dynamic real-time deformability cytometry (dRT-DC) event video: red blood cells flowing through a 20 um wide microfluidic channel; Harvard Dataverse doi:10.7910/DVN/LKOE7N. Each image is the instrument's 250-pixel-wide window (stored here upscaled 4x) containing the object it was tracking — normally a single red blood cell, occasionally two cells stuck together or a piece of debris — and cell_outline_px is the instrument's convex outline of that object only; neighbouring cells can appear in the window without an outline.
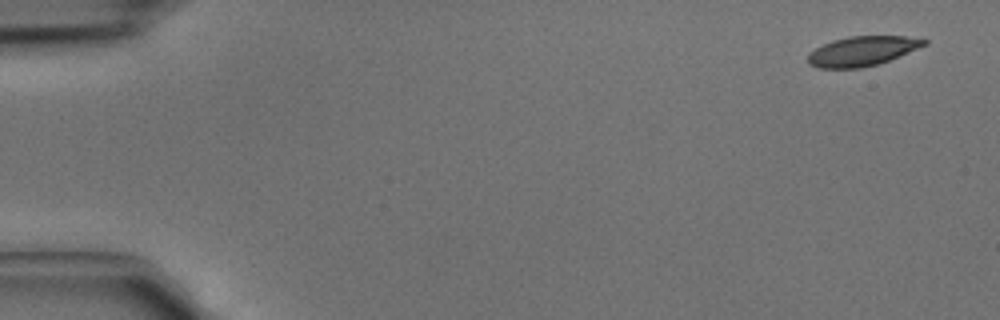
{"species": "common noctule bat (a hibernating species)", "species_latin": "Nyctalus noctula", "temperature_condition": "cold", "stored_images_in_passage": 4, "camera_frame_rate_fps": 3000, "um_per_image_px": 0.085, "animal": {"sex": "male", "body_mass_g": 15.6}, "frame": {"image": 1, "passage_image": 1, "time_ms": 0.0, "image_size_px": [1000, 320], "cell_outline_px": [[928, 44], [880, 64], [860, 68], [820, 68], [808, 64], [808, 56], [816, 48], [832, 40], [848, 36], [924, 36], [928, 40]], "centroid_in_image_um": [73.38, 4.33], "position_along_channel_um": 11.6, "area_um2": 20.29}}
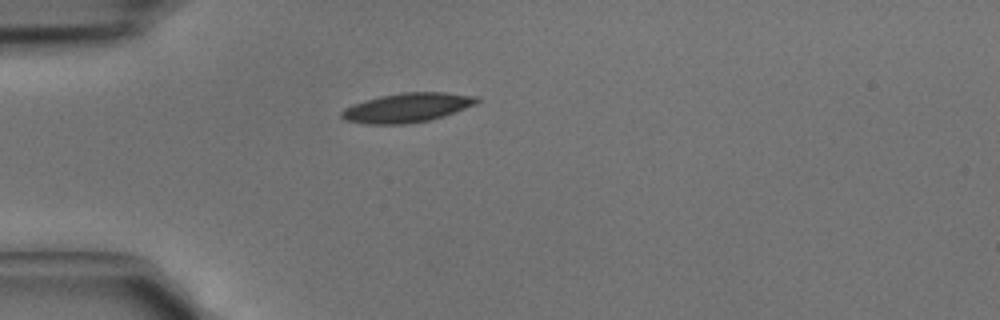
{"frame": {"image": 2, "passage_image": 4, "time_ms": 1.0, "image_size_px": [1000, 320], "cell_outline_px": [[480, 100], [476, 104], [444, 116], [428, 120], [404, 124], [364, 124], [344, 120], [340, 116], [340, 112], [344, 108], [352, 104], [364, 100], [380, 96], [400, 92], [444, 92], [480, 96]], "centroid_in_image_um": [34.59, 9.14], "position_along_channel_um": 50.4, "area_um2": 23.29}}